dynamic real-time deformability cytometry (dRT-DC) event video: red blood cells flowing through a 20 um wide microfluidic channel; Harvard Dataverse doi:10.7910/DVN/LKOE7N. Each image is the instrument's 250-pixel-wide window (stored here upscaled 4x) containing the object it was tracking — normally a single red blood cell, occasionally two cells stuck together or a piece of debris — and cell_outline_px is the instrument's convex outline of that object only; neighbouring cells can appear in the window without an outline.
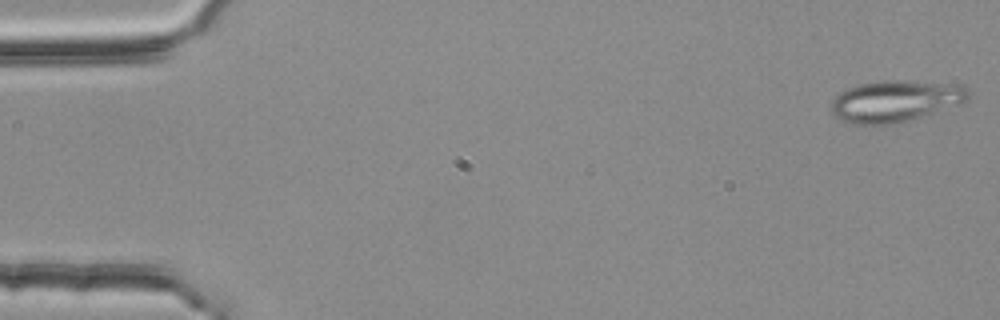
{"species": "common noctule bat (a hibernating species)", "species_latin": "Nyctalus noctula", "temperature_condition": "room temperature", "stored_images_in_passage": 50, "segment_of_instrument_passage": [1, 2], "camera_frame_rate_fps": 3000, "um_per_image_px": 0.085, "animal": {"sex": "female", "body_mass_g": 25.1}, "frame": {"image": 1, "passage_image": 1, "time_ms": 0.0, "image_size_px": [1000, 320], "cell_outline_px": [[972, 92], [968, 100], [908, 120], [892, 124], [848, 124], [840, 120], [832, 112], [832, 100], [840, 92], [848, 88], [860, 84], [884, 80], [904, 80], [964, 84]], "centroid_in_image_um": [76.12, 8.57], "position_along_channel_um": 8.9, "area_um2": 33.12}}